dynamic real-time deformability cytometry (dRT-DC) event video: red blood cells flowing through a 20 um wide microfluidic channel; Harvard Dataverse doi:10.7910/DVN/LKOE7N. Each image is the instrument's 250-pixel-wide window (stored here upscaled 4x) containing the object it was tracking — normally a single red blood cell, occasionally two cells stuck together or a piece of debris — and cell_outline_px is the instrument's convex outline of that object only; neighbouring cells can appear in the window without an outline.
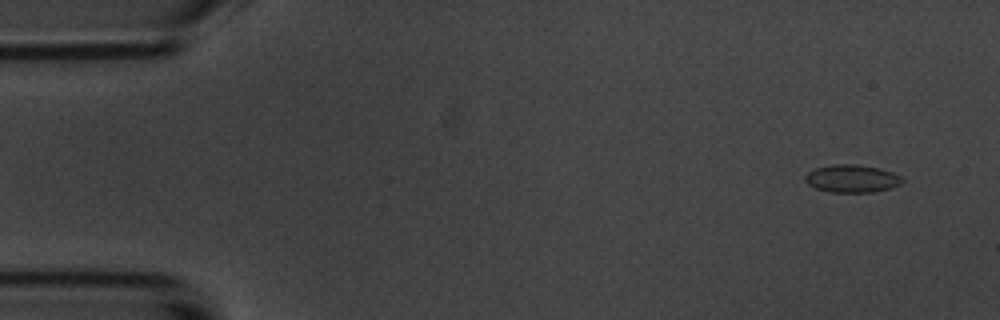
{"species": "common noctule bat (a hibernating species)", "species_latin": "Nyctalus noctula", "temperature_condition": "room temperature", "stored_images_in_passage": 55, "camera_frame_rate_fps": 3000, "um_per_image_px": 0.085, "animal": {"sex": "male", "body_mass_g": 20.1, "forearm_length_mm": 53.5}, "frame": {"image": 1, "passage_image": 4, "time_ms": 1.0, "image_size_px": [1000, 320], "cell_outline_px": [[904, 180], [900, 184], [888, 188], [872, 192], [828, 192], [816, 188], [808, 184], [804, 180], [804, 176], [808, 172], [816, 168], [832, 164], [856, 164], [880, 168], [892, 172], [900, 176]], "centroid_in_image_um": [72.38, 15.17], "position_along_channel_um": 12.6, "area_um2": 15.66}}
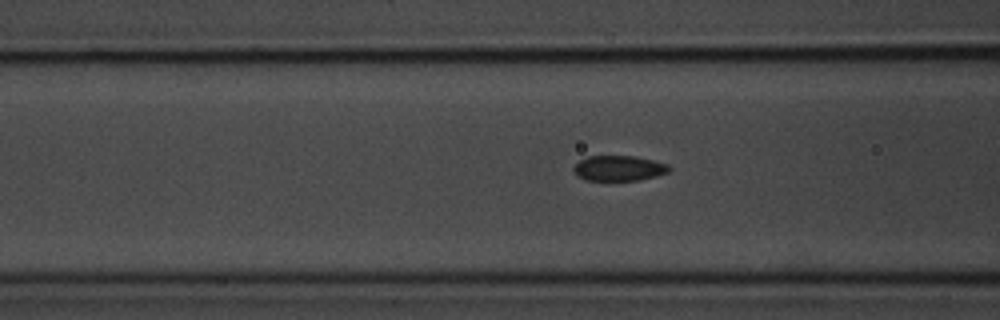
{"frame": {"image": 2, "passage_image": 21, "time_ms": 6.667, "image_size_px": [1000, 320], "cell_outline_px": [[672, 168], [668, 172], [656, 176], [640, 180], [584, 180], [572, 168], [580, 160], [588, 156], [636, 156], [668, 164]], "centroid_in_image_um": [52.64, 14.29], "position_along_channel_um": 114.0, "area_um2": 13.99}}
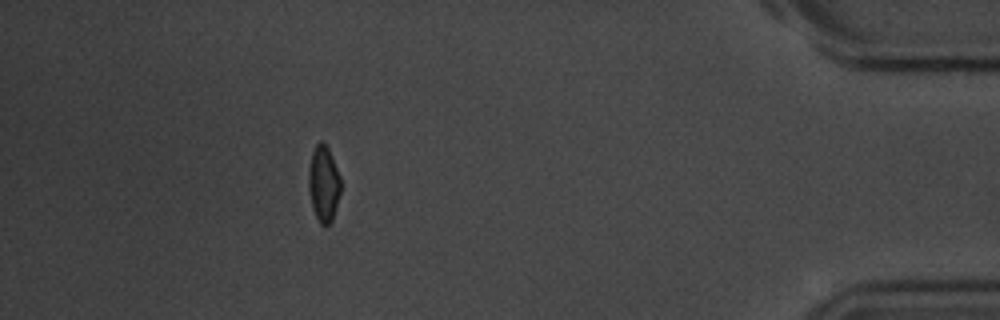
{"frame": {"image": 3, "passage_image": 49, "time_ms": 16.0, "image_size_px": [1000, 320], "cell_outline_px": [[340, 192], [332, 220], [324, 228], [320, 224], [312, 208], [308, 188], [308, 168], [312, 152], [316, 144], [320, 140], [328, 148], [340, 176]], "centroid_in_image_um": [27.48, 15.63], "position_along_channel_um": 407.7, "area_um2": 14.22}, "authors_computed_cell_mechanics": {"area_um2": 14.739, "velocity_mm_per_s": 3.7171, "shape_relaxation_time_tau1_ms": 3.5395, "shape_relaxation_time_tau2_ms": 1.9018, "deformation_change_tau1": 0.0906, "deformation_change_tau2": 0.0443}}